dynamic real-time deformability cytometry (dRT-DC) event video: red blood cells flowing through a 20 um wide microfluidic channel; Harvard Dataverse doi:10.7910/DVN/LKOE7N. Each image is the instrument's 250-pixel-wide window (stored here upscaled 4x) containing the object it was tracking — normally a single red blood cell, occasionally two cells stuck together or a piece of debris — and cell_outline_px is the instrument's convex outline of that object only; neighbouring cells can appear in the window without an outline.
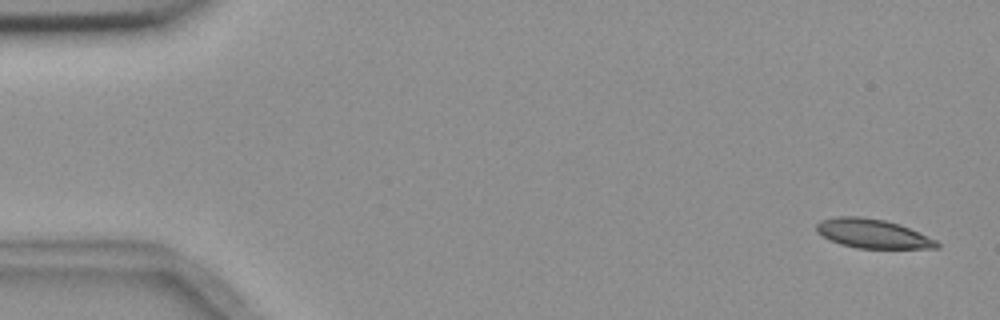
{"species": "common noctule bat (a hibernating species)", "species_latin": "Nyctalus noctula", "temperature_condition": "room temperature", "stored_images_in_passage": 4, "camera_frame_rate_fps": 3000, "um_per_image_px": 0.085, "animal": {"sex": "female", "body_mass_g": 18.4}, "frame": {"image": 1, "passage_image": 1, "time_ms": 0.0, "image_size_px": [1000, 320], "cell_outline_px": [[940, 248], [856, 248], [840, 244], [828, 240], [816, 232], [816, 224], [820, 220], [836, 216], [860, 216], [884, 220], [900, 224], [936, 240], [940, 244]], "centroid_in_image_um": [74.13, 19.85], "position_along_channel_um": 10.9, "area_um2": 20.52}}